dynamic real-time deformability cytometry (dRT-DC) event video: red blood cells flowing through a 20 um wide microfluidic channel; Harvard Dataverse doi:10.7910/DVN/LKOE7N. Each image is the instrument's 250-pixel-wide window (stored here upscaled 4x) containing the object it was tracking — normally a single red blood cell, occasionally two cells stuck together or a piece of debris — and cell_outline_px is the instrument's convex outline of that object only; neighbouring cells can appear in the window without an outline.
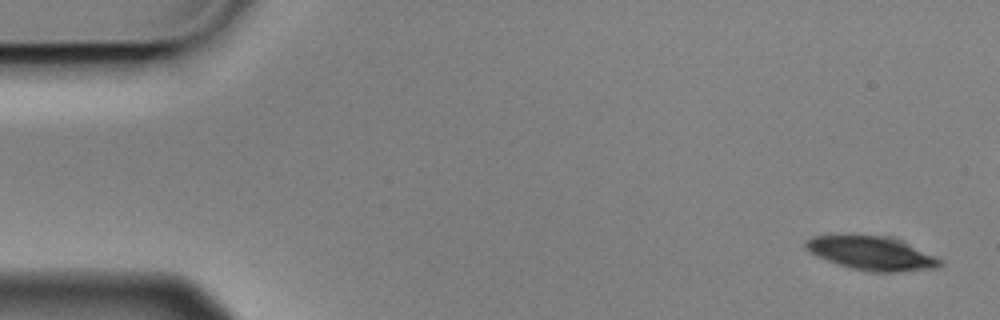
{"species": "Egyptian fruit bat (a non-hibernating species)", "species_latin": "Rousettus aegyptiacus", "temperature_condition": "cold", "stored_images_in_passage": 8, "segment_of_instrument_passage": [1, 2], "camera_frame_rate_fps": 3000, "um_per_image_px": 0.085, "animal": {"sex": "male"}, "frame": {"image": 1, "passage_image": 1, "time_ms": 0.0, "image_size_px": [1000, 320], "cell_outline_px": [[944, 264], [940, 268], [896, 272], [872, 272], [852, 268], [816, 256], [808, 252], [804, 248], [804, 240], [812, 236], [884, 236], [896, 240], [932, 256], [940, 260]], "centroid_in_image_um": [74.02, 21.55], "position_along_channel_um": 11.0, "area_um2": 25.61}}
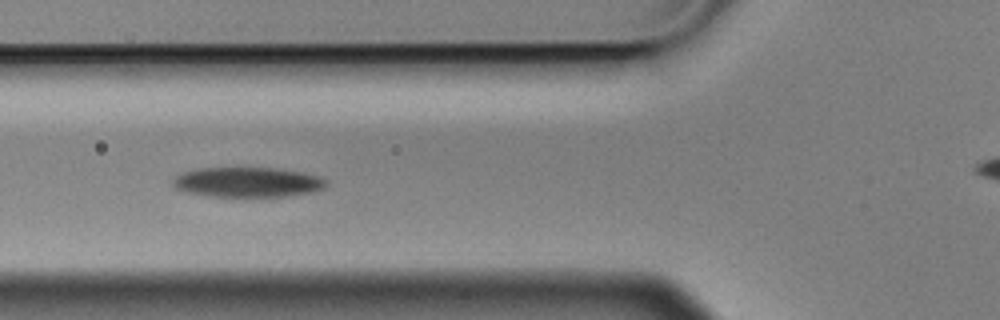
{"frame": {"image": 2, "passage_image": 6, "time_ms": 1.667, "image_size_px": [1000, 320], "cell_outline_px": [[328, 184], [324, 188], [308, 192], [288, 196], [212, 196], [188, 192], [176, 188], [172, 184], [172, 180], [176, 176], [184, 172], [200, 168], [276, 168], [304, 172], [320, 176], [328, 180]], "centroid_in_image_um": [21.09, 15.47], "position_along_channel_um": 104.7, "area_um2": 26.59}}
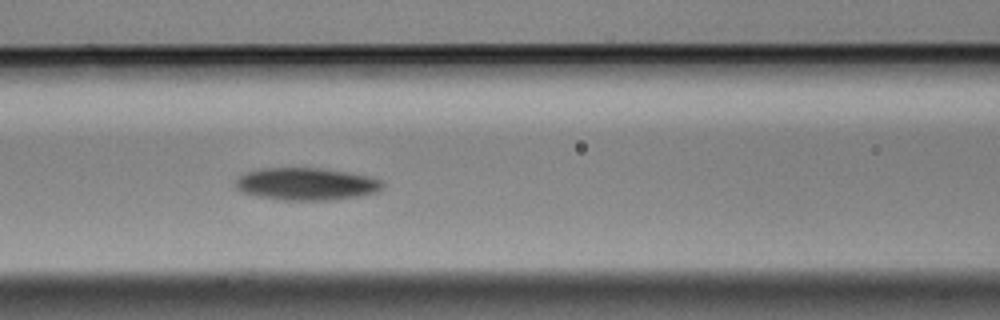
{"frame": {"image": 3, "passage_image": 7, "time_ms": 2.0, "image_size_px": [1000, 320], "cell_outline_px": [[384, 188], [376, 192], [360, 196], [332, 200], [280, 200], [240, 192], [236, 188], [236, 180], [244, 172], [260, 168], [320, 168], [348, 172], [368, 176], [380, 180], [384, 184]], "centroid_in_image_um": [26.03, 15.64], "position_along_channel_um": 140.6, "area_um2": 27.86}}